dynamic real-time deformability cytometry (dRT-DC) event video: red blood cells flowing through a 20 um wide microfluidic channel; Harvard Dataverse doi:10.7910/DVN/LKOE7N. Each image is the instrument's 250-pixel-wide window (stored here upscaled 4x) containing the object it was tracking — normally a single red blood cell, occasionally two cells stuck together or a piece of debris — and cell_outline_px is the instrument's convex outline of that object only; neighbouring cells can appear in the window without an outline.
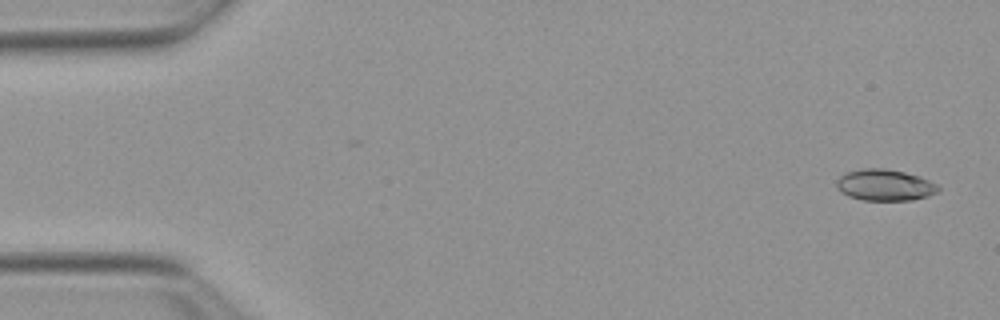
{"species": "Egyptian fruit bat (a non-hibernating species)", "species_latin": "Rousettus aegyptiacus", "temperature_condition": "warm", "stored_images_in_passage": 51, "camera_frame_rate_fps": 3000, "um_per_image_px": 0.085, "animal": {"sex": "female"}, "frame": {"image": 1, "passage_image": 1, "time_ms": 0.0, "image_size_px": [1000, 320], "cell_outline_px": [[940, 188], [936, 192], [928, 196], [912, 200], [864, 200], [848, 196], [840, 192], [836, 188], [836, 180], [840, 176], [848, 172], [864, 168], [884, 168], [904, 172], [920, 176], [936, 184]], "centroid_in_image_um": [75.18, 15.73], "position_along_channel_um": 9.8, "area_um2": 18.55}}
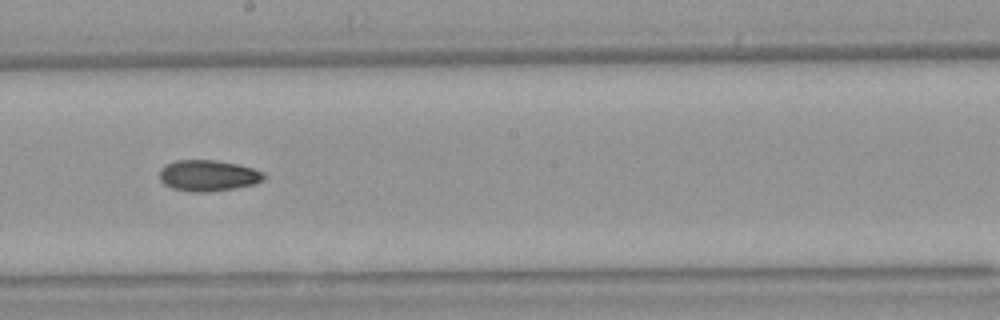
{"frame": {"image": 2, "passage_image": 28, "time_ms": 9.0, "image_size_px": [1000, 320], "cell_outline_px": [[264, 180], [256, 184], [208, 192], [192, 192], [172, 188], [164, 184], [160, 180], [160, 168], [176, 160], [216, 160], [236, 164], [252, 168], [264, 172]], "centroid_in_image_um": [17.69, 14.92], "position_along_channel_um": 230.5, "area_um2": 18.84}}
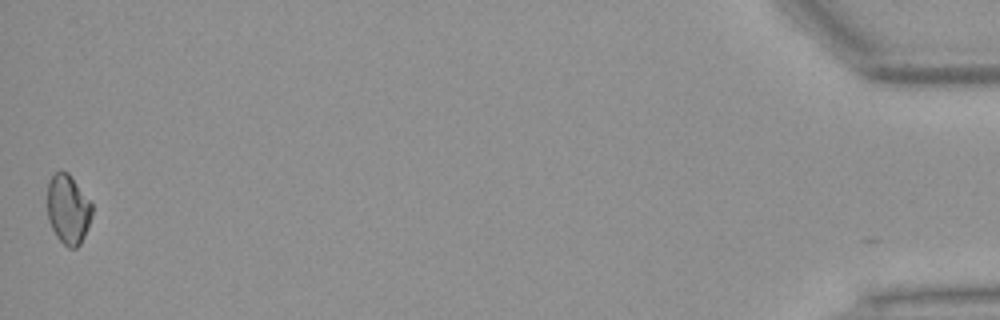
{"frame": {"image": 3, "passage_image": 51, "time_ms": 16.667, "image_size_px": [1000, 320], "cell_outline_px": [[92, 216], [84, 236], [80, 244], [76, 248], [68, 248], [56, 236], [48, 220], [48, 180], [56, 172], [68, 172], [92, 204]], "centroid_in_image_um": [5.79, 17.81], "position_along_channel_um": 429.4, "area_um2": 17.92}}